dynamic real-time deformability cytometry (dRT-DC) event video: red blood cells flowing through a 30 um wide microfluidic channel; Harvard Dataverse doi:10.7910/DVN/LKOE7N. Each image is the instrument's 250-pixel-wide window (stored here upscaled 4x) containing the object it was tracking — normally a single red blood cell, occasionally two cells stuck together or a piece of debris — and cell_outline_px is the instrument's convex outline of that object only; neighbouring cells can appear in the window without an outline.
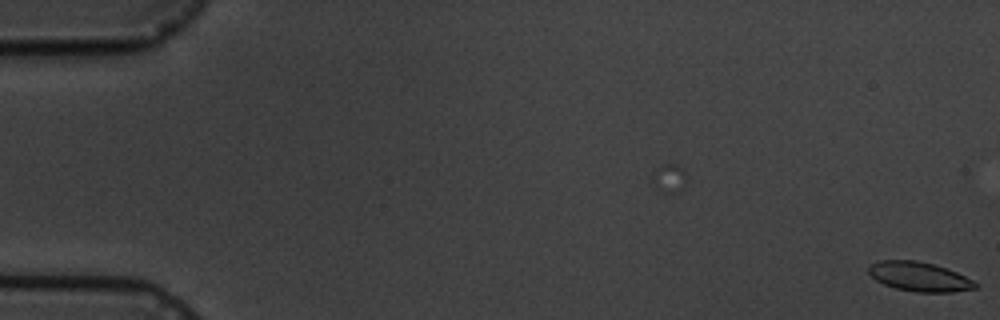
{"species": "common noctule bat (a hibernating species)", "species_latin": "Nyctalus noctula", "temperature_condition": "cold", "stored_images_in_passage": 4, "segment_of_instrument_passage": [2, 2], "camera_frame_rate_fps": 3000, "um_per_image_px": 0.085, "animal": {"sex": "male", "body_mass_g": 19.5, "forearm_length_mm": 54.6}, "frame": {"image": 1, "passage_image": 4, "time_ms": 3.667, "image_size_px": [1000, 320], "cell_outline_px": [[980, 284], [976, 288], [952, 292], [916, 292], [896, 288], [884, 284], [876, 280], [868, 272], [868, 264], [880, 260], [916, 260], [932, 264], [956, 272]], "centroid_in_image_um": [78.12, 23.51], "position_along_channel_um": 6.9, "area_um2": 18.15}}